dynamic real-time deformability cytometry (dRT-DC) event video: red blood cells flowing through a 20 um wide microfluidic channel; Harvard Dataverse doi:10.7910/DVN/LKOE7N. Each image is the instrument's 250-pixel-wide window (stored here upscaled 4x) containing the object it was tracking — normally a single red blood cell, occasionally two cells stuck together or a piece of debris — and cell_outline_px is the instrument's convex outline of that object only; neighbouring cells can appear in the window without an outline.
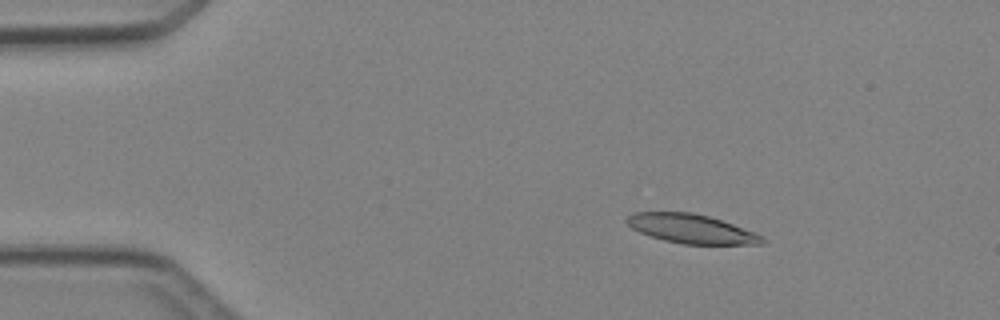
{"species": "Egyptian fruit bat (a non-hibernating species)", "species_latin": "Rousettus aegyptiacus", "temperature_condition": "cold", "stored_images_in_passage": 5, "camera_frame_rate_fps": 3000, "um_per_image_px": 0.085, "animal": {"sex": "female"}, "frame": {"image": 1, "passage_image": 2, "time_ms": 1.333, "image_size_px": [1000, 320], "cell_outline_px": [[764, 244], [684, 244], [664, 240], [640, 232], [632, 228], [624, 220], [632, 212], [692, 212], [708, 216], [732, 224], [764, 236]], "centroid_in_image_um": [58.74, 19.44], "position_along_channel_um": 26.3, "area_um2": 22.72}}
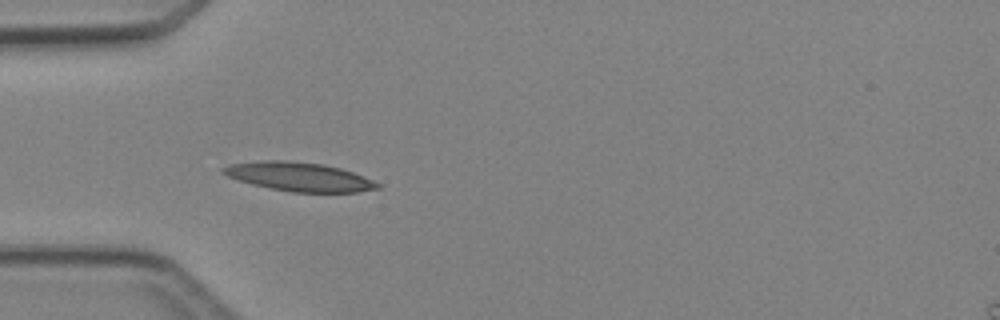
{"frame": {"image": 2, "passage_image": 4, "time_ms": 3.667, "image_size_px": [1000, 320], "cell_outline_px": [[380, 188], [356, 192], [292, 192], [268, 188], [252, 184], [228, 176], [220, 172], [220, 168], [232, 164], [260, 160], [288, 160], [324, 164], [340, 168], [364, 176], [380, 184]], "centroid_in_image_um": [25.41, 15.01], "position_along_channel_um": 59.6, "area_um2": 25.95}}
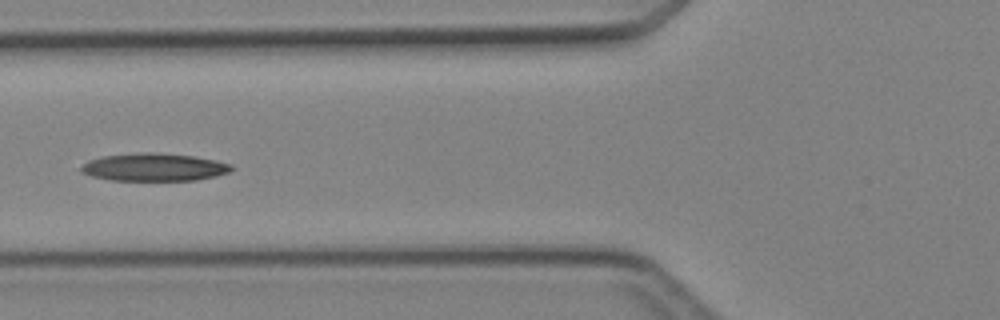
{"frame": {"image": 3, "passage_image": 5, "time_ms": 5.0, "image_size_px": [1000, 320], "cell_outline_px": [[232, 168], [228, 172], [216, 176], [196, 180], [112, 180], [92, 176], [80, 172], [80, 168], [88, 160], [104, 156], [140, 152], [156, 152], [192, 156], [216, 160], [232, 164]], "centroid_in_image_um": [13.09, 14.2], "position_along_channel_um": 112.7, "area_um2": 24.22}}